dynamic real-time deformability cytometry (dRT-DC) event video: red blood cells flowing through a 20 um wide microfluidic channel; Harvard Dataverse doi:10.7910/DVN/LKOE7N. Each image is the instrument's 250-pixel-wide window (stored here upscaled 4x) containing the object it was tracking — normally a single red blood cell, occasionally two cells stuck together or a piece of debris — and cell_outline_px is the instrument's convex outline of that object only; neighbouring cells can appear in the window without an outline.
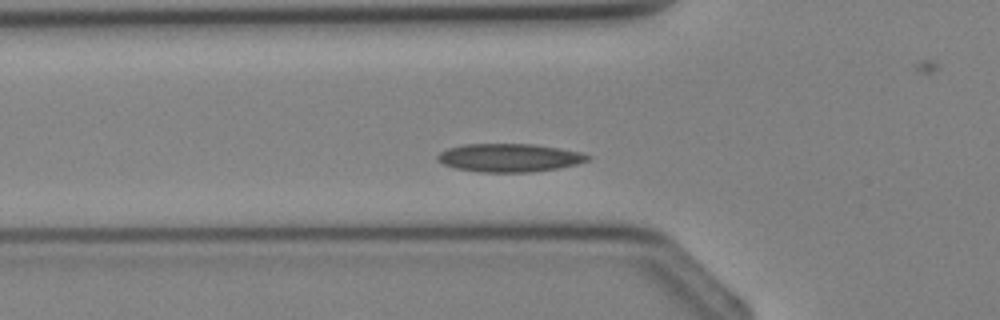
{"species": "Egyptian fruit bat (a non-hibernating species)", "species_latin": "Rousettus aegyptiacus", "temperature_condition": "cold", "stored_images_in_passage": 33, "camera_frame_rate_fps": 3000, "um_per_image_px": 0.085, "animal": {"sex": "female"}, "frame": {"image": 1, "passage_image": 8, "time_ms": 2.333, "image_size_px": [1000, 320], "cell_outline_px": [[592, 156], [588, 160], [576, 164], [556, 168], [528, 172], [480, 172], [456, 168], [444, 164], [436, 160], [436, 156], [440, 152], [448, 148], [464, 144], [536, 144], [560, 148], [580, 152]], "centroid_in_image_um": [43.27, 13.4], "position_along_channel_um": 82.5, "area_um2": 24.62}}
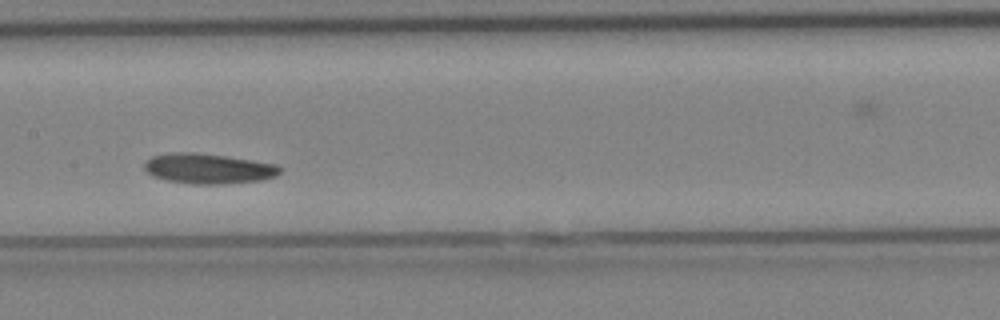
{"frame": {"image": 2, "passage_image": 14, "time_ms": 4.333, "image_size_px": [1000, 320], "cell_outline_px": [[284, 168], [276, 176], [260, 180], [224, 184], [192, 184], [168, 180], [152, 176], [144, 168], [144, 164], [152, 156], [172, 152], [196, 152], [280, 164]], "centroid_in_image_um": [17.75, 14.33], "position_along_channel_um": 189.6, "area_um2": 23.93}}
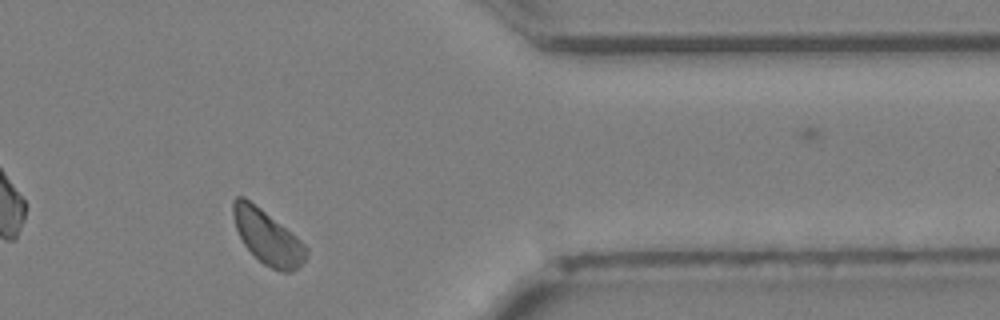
{"frame": {"image": 3, "passage_image": 26, "time_ms": 8.333, "image_size_px": [1000, 320], "cell_outline_px": [[308, 256], [292, 272], [284, 272], [272, 268], [264, 264], [244, 244], [236, 228], [232, 216], [232, 200], [236, 196], [244, 196], [260, 208], [296, 236], [308, 248]], "centroid_in_image_um": [22.72, 20.13], "position_along_channel_um": 388.7, "area_um2": 22.66}}